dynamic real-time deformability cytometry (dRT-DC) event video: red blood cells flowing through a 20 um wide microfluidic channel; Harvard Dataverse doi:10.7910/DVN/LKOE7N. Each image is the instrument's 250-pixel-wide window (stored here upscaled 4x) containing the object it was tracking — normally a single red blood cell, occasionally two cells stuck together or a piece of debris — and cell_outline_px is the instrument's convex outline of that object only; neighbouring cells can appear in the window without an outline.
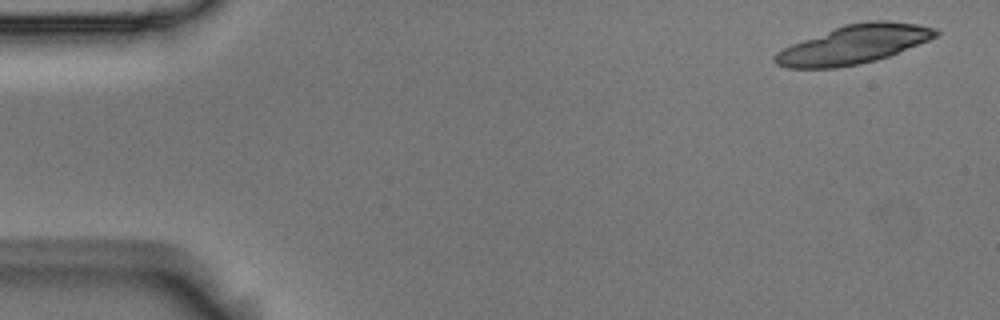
{"species": "Egyptian fruit bat (a non-hibernating species)", "species_latin": "Rousettus aegyptiacus", "temperature_condition": "room temperature", "stored_images_in_passage": 13, "camera_frame_rate_fps": 3000, "um_per_image_px": 0.085, "animal": {"sex": "male"}, "frame": {"image": 1, "passage_image": 1, "time_ms": 0.0, "image_size_px": [1000, 320], "cell_outline_px": [[940, 32], [936, 36], [928, 40], [888, 56], [876, 60], [836, 68], [788, 68], [776, 64], [772, 60], [772, 56], [776, 52], [792, 44], [844, 24], [868, 20], [884, 20], [916, 24], [936, 28]], "centroid_in_image_um": [72.54, 3.78], "position_along_channel_um": 12.5, "area_um2": 35.95}}
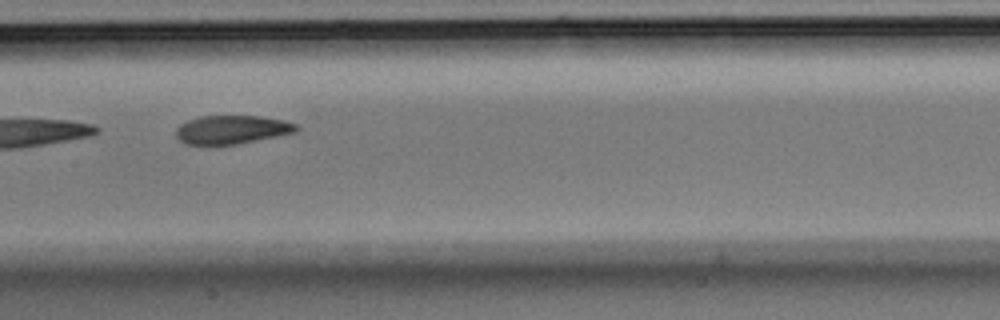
{"frame": {"image": 2, "passage_image": 7, "time_ms": 2.0, "image_size_px": [1000, 320], "cell_outline_px": [[300, 128], [296, 132], [236, 144], [212, 148], [204, 148], [184, 144], [176, 136], [176, 128], [180, 124], [188, 120], [200, 116], [260, 116], [284, 120], [296, 124]], "centroid_in_image_um": [19.62, 11.06], "position_along_channel_um": 187.8, "area_um2": 20.75}}
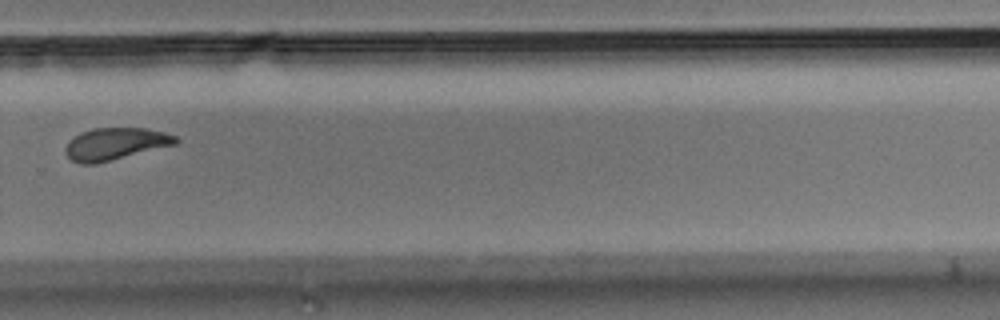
{"frame": {"image": 3, "passage_image": 10, "time_ms": 3.0, "image_size_px": [1000, 320], "cell_outline_px": [[180, 140], [176, 144], [96, 164], [80, 164], [72, 160], [64, 152], [64, 148], [68, 140], [80, 132], [92, 128], [144, 128], [164, 132], [176, 136]], "centroid_in_image_um": [9.76, 12.23], "position_along_channel_um": 320.0, "area_um2": 20.75}}